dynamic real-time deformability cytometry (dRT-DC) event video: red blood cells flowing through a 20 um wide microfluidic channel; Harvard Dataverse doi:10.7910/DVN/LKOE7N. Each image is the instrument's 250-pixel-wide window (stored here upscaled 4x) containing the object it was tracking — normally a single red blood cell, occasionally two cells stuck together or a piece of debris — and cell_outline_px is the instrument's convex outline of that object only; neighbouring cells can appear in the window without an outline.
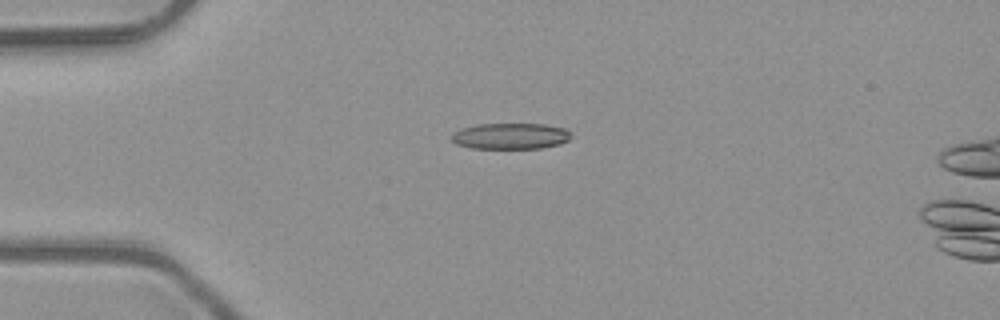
{"species": "common noctule bat (a hibernating species)", "species_latin": "Nyctalus noctula", "temperature_condition": "room temperature", "stored_images_in_passage": 3, "camera_frame_rate_fps": 3000, "um_per_image_px": 0.085, "animal": {"sex": "male", "body_mass_g": 23.1, "forearm_length_mm": 52.7}, "frame": {"image": 1, "passage_image": 3, "time_ms": 0.667, "image_size_px": [1000, 320], "cell_outline_px": [[572, 136], [568, 140], [560, 144], [544, 148], [472, 148], [456, 144], [448, 136], [452, 132], [476, 124], [544, 124], [564, 128]], "centroid_in_image_um": [43.36, 11.57], "position_along_channel_um": 41.6, "area_um2": 18.21}}